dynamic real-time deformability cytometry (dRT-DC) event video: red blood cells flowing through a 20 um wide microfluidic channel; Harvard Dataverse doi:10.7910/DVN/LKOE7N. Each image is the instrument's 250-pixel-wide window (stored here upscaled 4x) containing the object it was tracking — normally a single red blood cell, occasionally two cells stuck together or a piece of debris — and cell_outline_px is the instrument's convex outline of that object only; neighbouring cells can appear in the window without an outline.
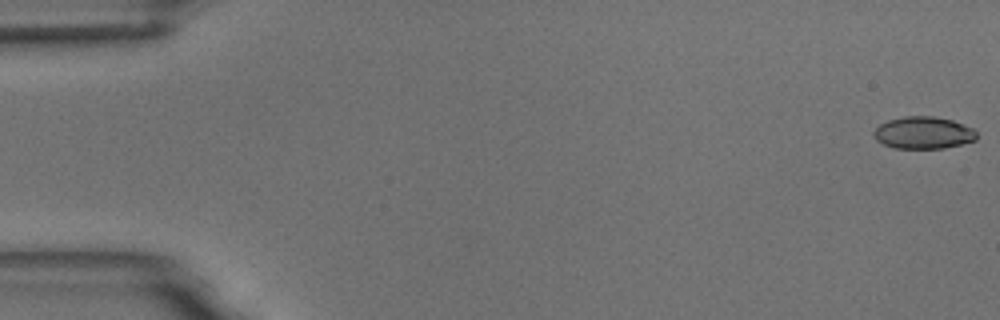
{"species": "common noctule bat (a hibernating species)", "species_latin": "Nyctalus noctula", "temperature_condition": "room temperature", "stored_images_in_passage": 56, "camera_frame_rate_fps": 3000, "um_per_image_px": 0.085, "animal": {"sex": "male", "body_mass_g": 18.8}, "frame": {"image": 1, "passage_image": 1, "time_ms": 0.0, "image_size_px": [1000, 320], "cell_outline_px": [[976, 140], [944, 148], [892, 148], [876, 140], [872, 136], [872, 132], [880, 124], [888, 120], [904, 116], [932, 116], [952, 120], [972, 128], [976, 132]], "centroid_in_image_um": [78.44, 11.28], "position_along_channel_um": 6.6, "area_um2": 19.25}}
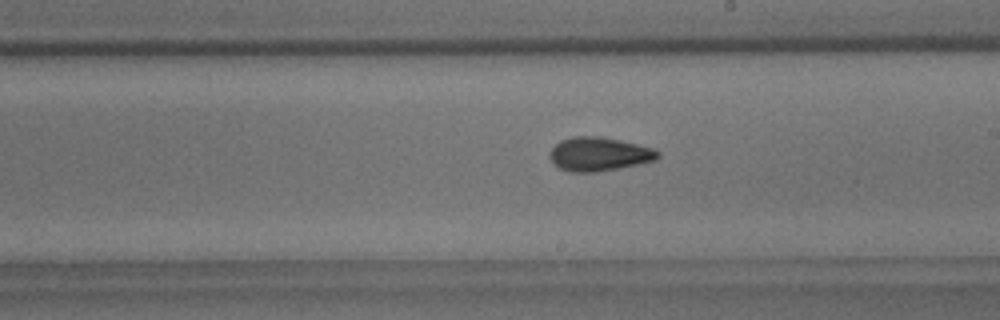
{"frame": {"image": 2, "passage_image": 32, "time_ms": 10.333, "image_size_px": [1000, 320], "cell_outline_px": [[660, 156], [656, 160], [620, 168], [596, 172], [568, 172], [552, 164], [548, 156], [548, 152], [560, 140], [572, 136], [600, 136], [620, 140], [652, 148], [660, 152]], "centroid_in_image_um": [50.87, 13.1], "position_along_channel_um": 238.1, "area_um2": 21.5}}
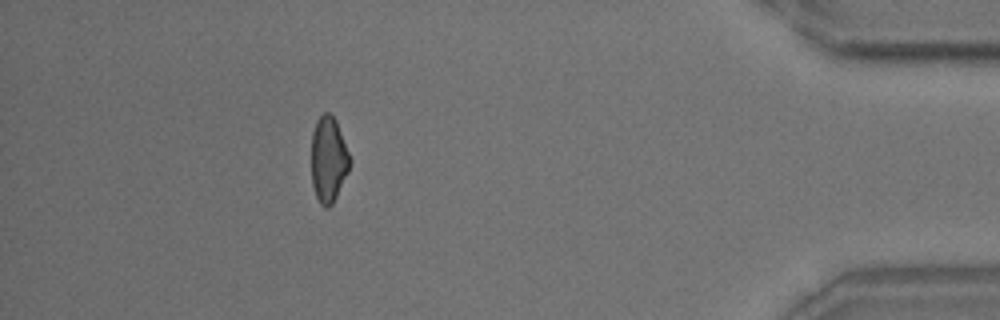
{"frame": {"image": 3, "passage_image": 50, "time_ms": 16.333, "image_size_px": [1000, 320], "cell_outline_px": [[352, 160], [348, 172], [332, 204], [328, 208], [324, 208], [320, 204], [316, 196], [312, 184], [312, 132], [316, 120], [324, 112], [328, 112], [336, 120]], "centroid_in_image_um": [27.93, 13.55], "position_along_channel_um": 407.3, "area_um2": 19.25}, "authors_computed_cell_mechanics": {"area_um2": 20.1144, "velocity_mm_per_s": 3.6675, "shape_relaxation_time_tau1_ms": null, "shape_relaxation_time_tau2_ms": 2.0064, "deformation_change_tau1": null, "deformation_change_tau2": 0.0785}}